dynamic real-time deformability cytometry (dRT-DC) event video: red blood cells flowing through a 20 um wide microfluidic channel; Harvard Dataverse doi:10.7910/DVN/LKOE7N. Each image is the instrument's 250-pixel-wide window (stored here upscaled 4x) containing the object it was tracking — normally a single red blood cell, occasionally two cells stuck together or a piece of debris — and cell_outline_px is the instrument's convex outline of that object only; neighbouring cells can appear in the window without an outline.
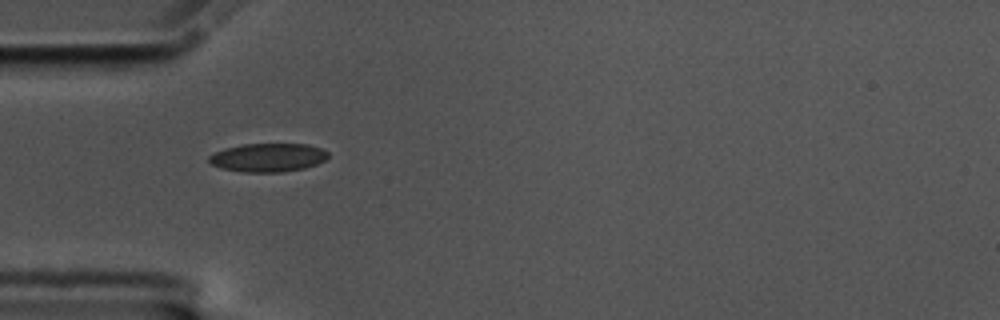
{"species": "common noctule bat (a hibernating species)", "species_latin": "Nyctalus noctula", "temperature_condition": "cold", "stored_images_in_passage": 41, "camera_frame_rate_fps": 3000, "um_per_image_px": 0.085, "animal": {"sex": "male", "body_mass_g": 17.5, "forearm_length_mm": 52.3}, "frame": {"image": 1, "passage_image": 1, "time_ms": 0.0, "image_size_px": [1000, 320], "cell_outline_px": [[328, 156], [324, 160], [316, 164], [304, 168], [284, 172], [240, 172], [220, 168], [212, 164], [208, 160], [208, 156], [224, 148], [244, 144], [308, 144], [320, 148], [328, 152]], "centroid_in_image_um": [22.76, 13.39], "position_along_channel_um": 62.2, "area_um2": 19.83}}
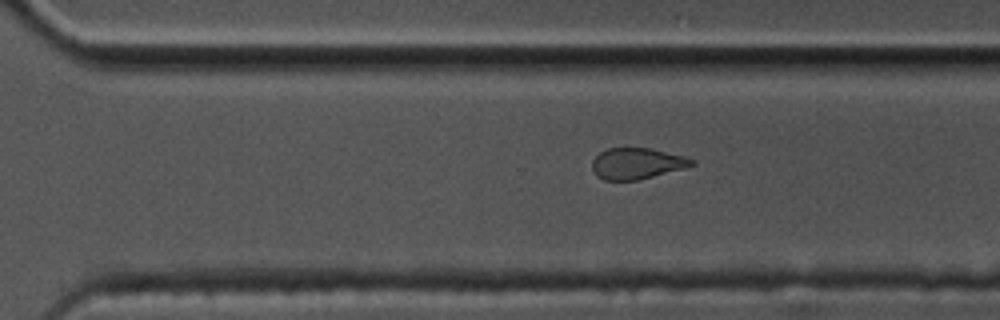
{"frame": {"image": 2, "passage_image": 23, "time_ms": 7.333, "image_size_px": [1000, 320], "cell_outline_px": [[696, 164], [684, 168], [636, 180], [604, 180], [596, 176], [592, 172], [592, 160], [600, 152], [608, 148], [652, 148], [684, 156], [696, 160]], "centroid_in_image_um": [54.12, 13.89], "position_along_channel_um": 316.5, "area_um2": 18.09}}
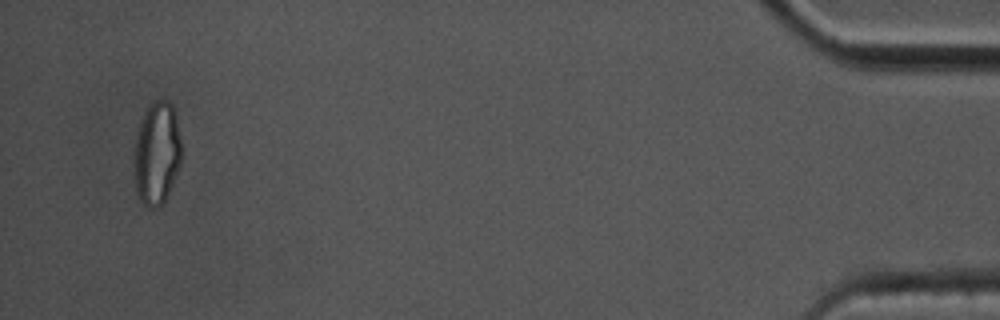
{"frame": {"image": 3, "passage_image": 39, "time_ms": 12.667, "image_size_px": [1000, 320], "cell_outline_px": [[180, 164], [164, 204], [160, 208], [148, 208], [140, 200], [136, 192], [132, 164], [136, 132], [140, 120], [148, 104], [152, 100], [164, 100], [172, 104], [176, 112], [180, 140]], "centroid_in_image_um": [13.29, 13.03], "position_along_channel_um": 421.9, "area_um2": 29.19}, "authors_computed_cell_mechanics": {"area_um2": 19.652, "velocity_mm_per_s": 3.4873, "shape_relaxation_time_tau1_ms": 8.2499, "shape_relaxation_time_tau2_ms": 2.208, "deformation_change_tau1": 0.1551, "deformation_change_tau2": 0.0713}}